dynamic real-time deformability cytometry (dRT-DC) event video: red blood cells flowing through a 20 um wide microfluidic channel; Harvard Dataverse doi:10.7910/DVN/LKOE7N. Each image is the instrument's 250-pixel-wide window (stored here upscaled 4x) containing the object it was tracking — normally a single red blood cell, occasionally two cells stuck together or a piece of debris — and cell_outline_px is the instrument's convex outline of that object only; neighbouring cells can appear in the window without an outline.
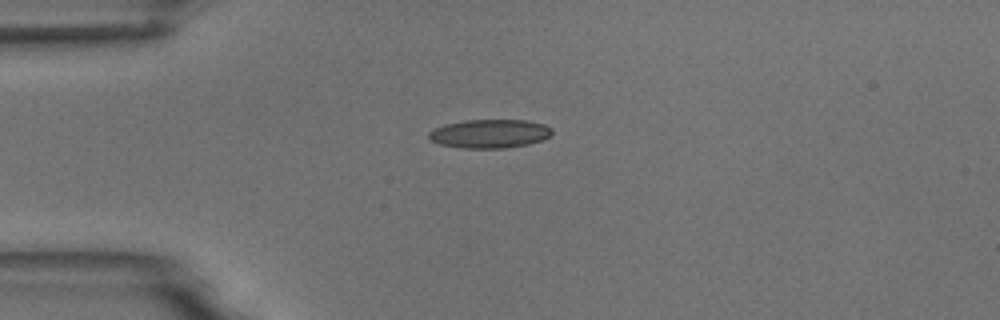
{"species": "common noctule bat (a hibernating species)", "species_latin": "Nyctalus noctula", "temperature_condition": "room temperature", "stored_images_in_passage": 5, "camera_frame_rate_fps": 3000, "um_per_image_px": 0.085, "animal": {"sex": "male", "body_mass_g": 18.8}, "frame": {"image": 1, "passage_image": 1, "time_ms": 0.0, "image_size_px": [1000, 320], "cell_outline_px": [[552, 132], [544, 140], [528, 144], [504, 148], [464, 148], [440, 144], [432, 140], [428, 136], [428, 132], [444, 124], [464, 120], [524, 120], [544, 124], [552, 128]], "centroid_in_image_um": [41.63, 11.36], "position_along_channel_um": 43.4, "area_um2": 20.52}}